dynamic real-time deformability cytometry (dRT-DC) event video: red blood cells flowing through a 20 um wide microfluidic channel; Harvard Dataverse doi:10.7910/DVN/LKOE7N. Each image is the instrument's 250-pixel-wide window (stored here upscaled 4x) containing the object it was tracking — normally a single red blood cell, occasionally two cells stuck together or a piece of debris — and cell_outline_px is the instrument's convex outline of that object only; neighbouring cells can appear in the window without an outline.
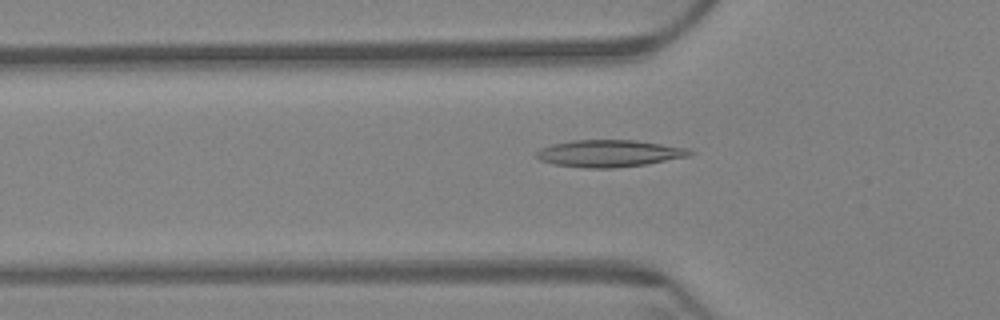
{"species": "Egyptian fruit bat (a non-hibernating species)", "species_latin": "Rousettus aegyptiacus", "temperature_condition": "warm", "stored_images_in_passage": 46, "camera_frame_rate_fps": 3000, "um_per_image_px": 0.085, "animal": {"sex": "female"}, "frame": {"image": 1, "passage_image": 8, "time_ms": 2.333, "image_size_px": [1000, 320], "cell_outline_px": [[692, 152], [688, 156], [644, 164], [612, 168], [588, 168], [552, 164], [540, 160], [536, 156], [536, 152], [540, 148], [552, 144], [572, 140], [636, 140], [688, 148]], "centroid_in_image_um": [51.72, 13.03], "position_along_channel_um": 74.1, "area_um2": 23.93}}
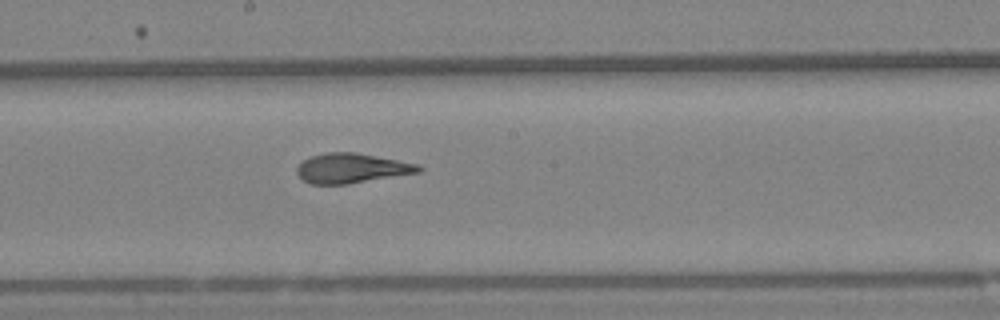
{"frame": {"image": 2, "passage_image": 21, "time_ms": 6.667, "image_size_px": [1000, 320], "cell_outline_px": [[424, 168], [420, 172], [348, 184], [312, 184], [304, 180], [296, 172], [296, 168], [300, 160], [308, 156], [324, 152], [356, 152], [420, 164]], "centroid_in_image_um": [29.87, 14.28], "position_along_channel_um": 218.3, "area_um2": 21.39}}
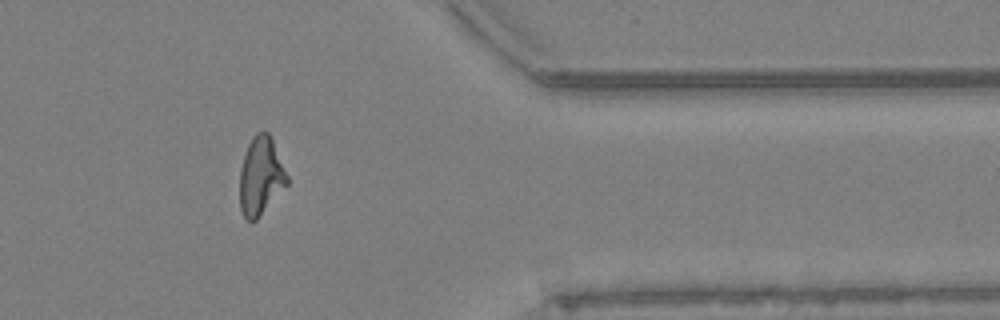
{"frame": {"image": 3, "passage_image": 38, "time_ms": 12.333, "image_size_px": [1000, 320], "cell_outline_px": [[288, 184], [256, 220], [248, 220], [244, 216], [240, 208], [240, 168], [244, 152], [252, 136], [256, 132], [268, 132], [272, 140], [288, 176]], "centroid_in_image_um": [22.15, 14.96], "position_along_channel_um": 389.3, "area_um2": 21.39}, "authors_computed_cell_mechanics": {"area_um2": 21.6172, "velocity_mm_per_s": 3.3378, "shape_relaxation_time_tau1_ms": null, "shape_relaxation_time_tau2_ms": 1.8388, "deformation_change_tau1": null, "deformation_change_tau2": 0.1015}}